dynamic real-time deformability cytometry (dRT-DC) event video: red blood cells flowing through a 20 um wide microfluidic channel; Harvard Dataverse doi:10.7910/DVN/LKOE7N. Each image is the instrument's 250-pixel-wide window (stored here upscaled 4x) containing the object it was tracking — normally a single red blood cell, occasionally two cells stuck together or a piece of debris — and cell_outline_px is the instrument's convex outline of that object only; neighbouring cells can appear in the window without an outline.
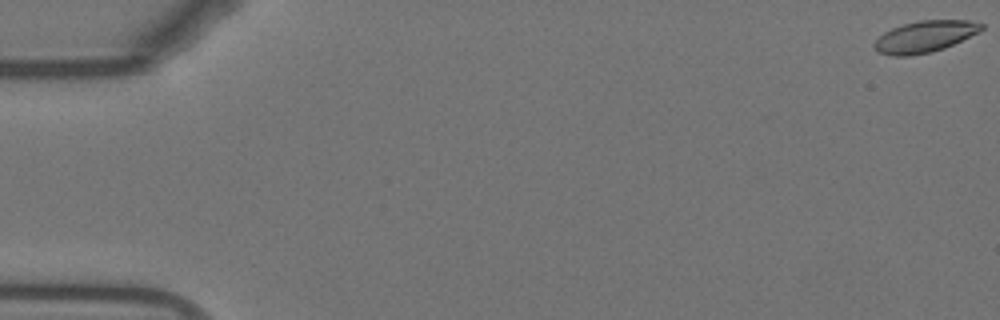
{"species": "Egyptian fruit bat (a non-hibernating species)", "species_latin": "Rousettus aegyptiacus", "temperature_condition": "warm", "stored_images_in_passage": 16, "camera_frame_rate_fps": 3000, "um_per_image_px": 0.085, "animal": {"sex": "female"}, "frame": {"image": 1, "passage_image": 1, "time_ms": 0.0, "image_size_px": [1000, 320], "cell_outline_px": [[984, 28], [980, 32], [944, 48], [928, 52], [908, 56], [892, 56], [880, 52], [872, 44], [884, 32], [892, 28], [904, 24], [920, 20], [968, 20], [984, 24]], "centroid_in_image_um": [78.64, 3.1], "position_along_channel_um": 6.4, "area_um2": 19.48}}
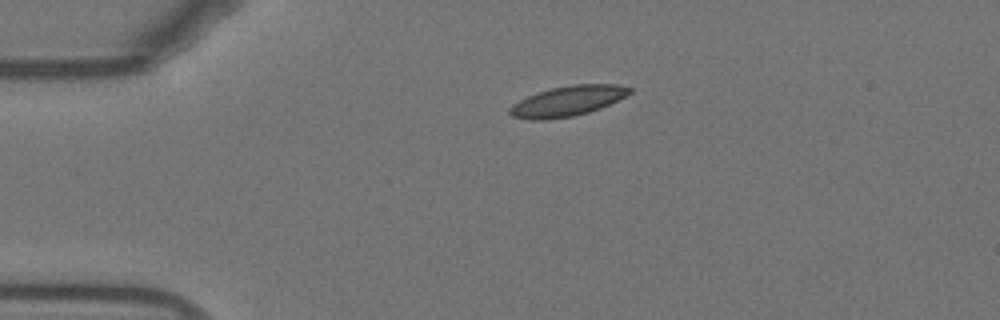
{"frame": {"image": 2, "passage_image": 13, "time_ms": 4.0, "image_size_px": [1000, 320], "cell_outline_px": [[632, 92], [600, 108], [588, 112], [572, 116], [548, 120], [532, 120], [512, 116], [508, 112], [508, 108], [512, 104], [536, 92], [552, 88], [572, 84], [620, 84], [632, 88]], "centroid_in_image_um": [48.22, 8.58], "position_along_channel_um": 36.8, "area_um2": 21.04}}